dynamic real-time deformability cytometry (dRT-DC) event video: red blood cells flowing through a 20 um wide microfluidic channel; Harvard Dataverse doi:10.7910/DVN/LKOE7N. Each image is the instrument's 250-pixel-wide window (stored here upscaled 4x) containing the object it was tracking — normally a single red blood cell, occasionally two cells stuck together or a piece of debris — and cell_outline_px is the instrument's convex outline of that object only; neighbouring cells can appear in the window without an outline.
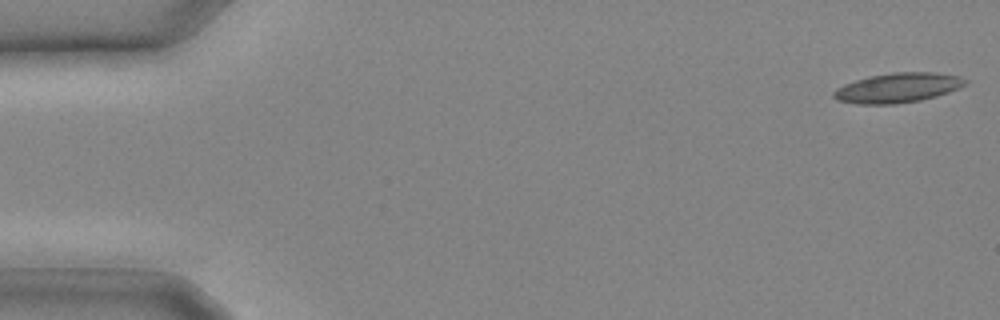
{"species": "common noctule bat (a hibernating species)", "species_latin": "Nyctalus noctula", "temperature_condition": "cold", "stored_images_in_passage": 12, "camera_frame_rate_fps": 3000, "um_per_image_px": 0.085, "animal": {"sex": "male", "body_mass_g": 20.4}, "frame": {"image": 1, "passage_image": 1, "time_ms": 0.0, "image_size_px": [1000, 320], "cell_outline_px": [[968, 84], [948, 92], [936, 96], [920, 100], [896, 104], [856, 104], [836, 100], [832, 96], [832, 92], [836, 88], [844, 84], [868, 76], [892, 72], [932, 72], [960, 76], [968, 80]], "centroid_in_image_um": [76.29, 7.46], "position_along_channel_um": 8.7, "area_um2": 22.95}}
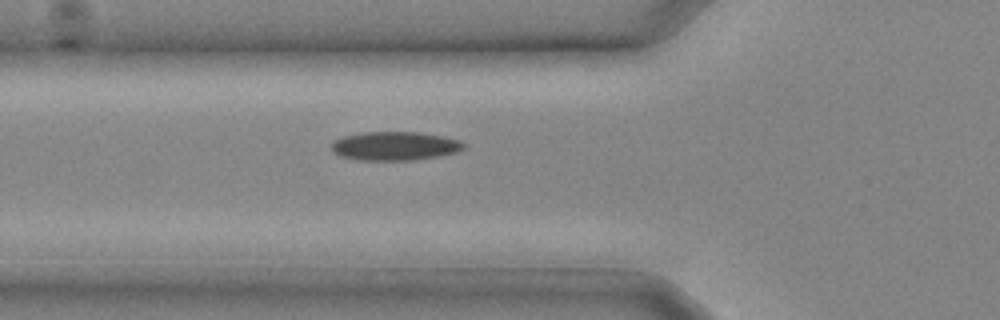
{"frame": {"image": 2, "passage_image": 10, "time_ms": 3.0, "image_size_px": [1000, 320], "cell_outline_px": [[468, 144], [464, 148], [456, 152], [440, 156], [412, 160], [356, 160], [340, 156], [332, 152], [332, 144], [336, 140], [344, 136], [360, 132], [420, 132], [460, 140]], "centroid_in_image_um": [33.57, 12.41], "position_along_channel_um": 92.2, "area_um2": 22.25}}
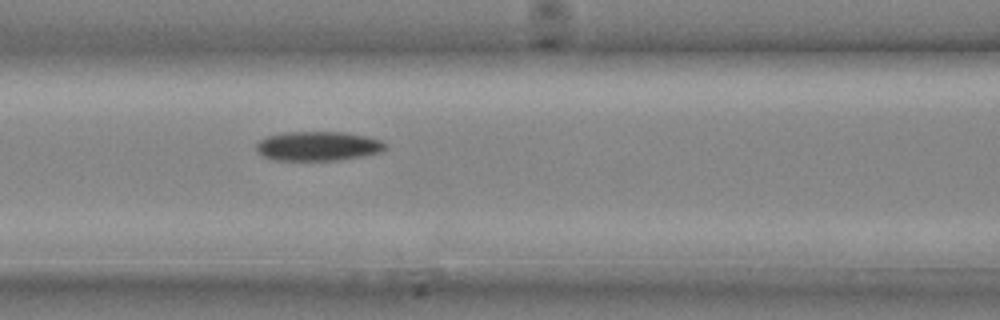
{"frame": {"image": 3, "passage_image": 12, "time_ms": 3.667, "image_size_px": [1000, 320], "cell_outline_px": [[388, 144], [380, 152], [340, 160], [272, 160], [264, 156], [256, 148], [256, 144], [260, 140], [268, 136], [288, 132], [344, 132], [364, 136], [380, 140]], "centroid_in_image_um": [27.02, 12.42], "position_along_channel_um": 139.6, "area_um2": 21.79}}